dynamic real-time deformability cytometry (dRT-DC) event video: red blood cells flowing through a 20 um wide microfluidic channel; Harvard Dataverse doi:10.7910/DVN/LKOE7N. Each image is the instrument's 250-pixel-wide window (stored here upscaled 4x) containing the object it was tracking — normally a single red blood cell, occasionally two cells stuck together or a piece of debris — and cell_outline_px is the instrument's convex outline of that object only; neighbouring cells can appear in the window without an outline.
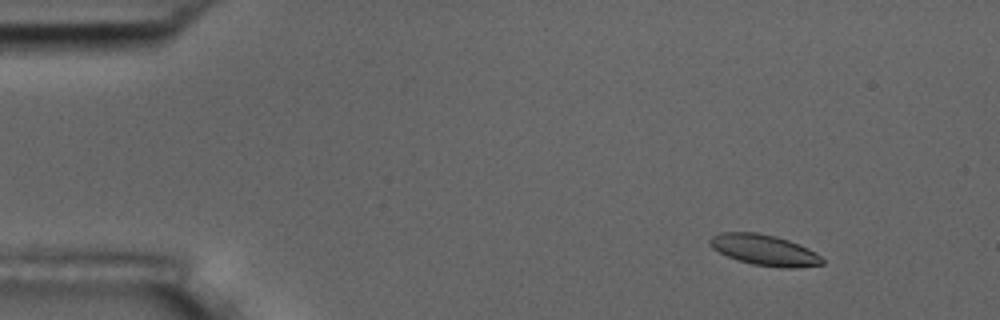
{"species": "common noctule bat (a hibernating species)", "species_latin": "Nyctalus noctula", "temperature_condition": "room temperature", "stored_images_in_passage": 8, "camera_frame_rate_fps": 3000, "um_per_image_px": 0.085, "animal": {"sex": "male", "body_mass_g": 17.5, "forearm_length_mm": 52.3}, "frame": {"image": 1, "passage_image": 2, "time_ms": 1.333, "image_size_px": [1000, 320], "cell_outline_px": [[824, 264], [796, 268], [784, 268], [752, 264], [736, 260], [712, 248], [708, 244], [708, 240], [712, 236], [720, 232], [756, 232], [776, 236], [788, 240], [808, 248], [820, 256], [824, 260]], "centroid_in_image_um": [64.95, 21.25], "position_along_channel_um": 20.0, "area_um2": 20.23}}
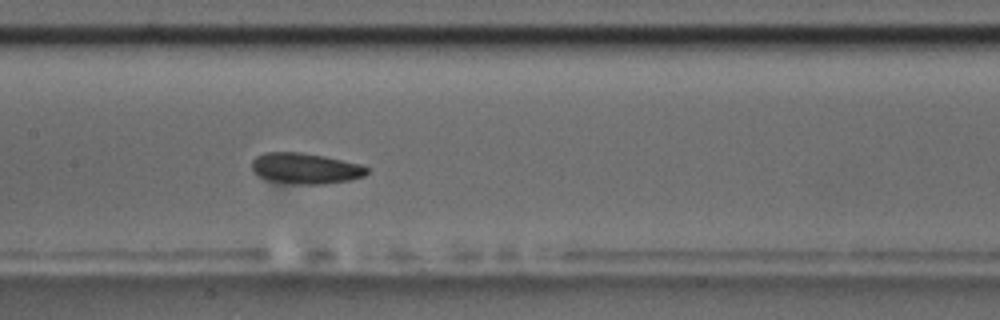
{"frame": {"image": 2, "passage_image": 8, "time_ms": 8.333, "image_size_px": [1000, 320], "cell_outline_px": [[368, 172], [364, 176], [348, 180], [324, 184], [300, 184], [268, 180], [256, 176], [252, 172], [252, 160], [256, 156], [264, 152], [300, 152], [324, 156], [360, 164], [368, 168]], "centroid_in_image_um": [25.91, 14.31], "position_along_channel_um": 181.5, "area_um2": 20.69}}